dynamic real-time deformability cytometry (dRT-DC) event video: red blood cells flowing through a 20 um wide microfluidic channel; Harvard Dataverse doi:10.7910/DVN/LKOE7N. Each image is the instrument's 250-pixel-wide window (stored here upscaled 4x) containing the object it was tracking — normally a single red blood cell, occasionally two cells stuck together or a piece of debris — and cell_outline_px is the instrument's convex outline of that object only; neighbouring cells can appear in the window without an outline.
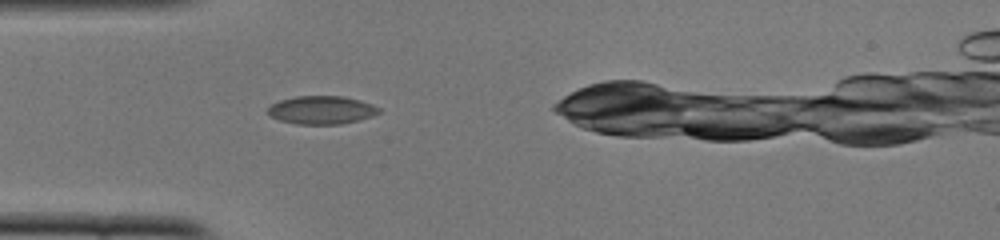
{"species": "common noctule bat (a hibernating species)", "species_latin": "Nyctalus noctula", "temperature_condition": "cold", "stored_images_in_passage": 31, "camera_frame_rate_fps": 3000, "um_per_image_px": 0.085, "animal": {"sex": "female", "body_mass_g": 22.0, "forearm_length_mm": 56.7}, "frame": {"image": 1, "passage_image": 1, "time_ms": 0.0, "image_size_px": [1000, 240], "cell_outline_px": [[380, 112], [372, 116], [360, 120], [340, 124], [296, 124], [280, 120], [268, 116], [268, 108], [272, 104], [280, 100], [296, 96], [344, 96], [360, 100], [372, 104], [380, 108]], "centroid_in_image_um": [27.34, 9.35], "position_along_channel_um": 57.7, "area_um2": 18.32}}
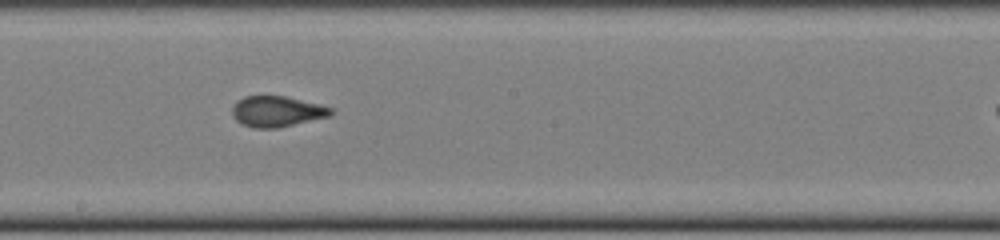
{"frame": {"image": 2, "passage_image": 14, "time_ms": 4.333, "image_size_px": [1000, 240], "cell_outline_px": [[332, 116], [280, 128], [252, 128], [240, 124], [232, 116], [232, 108], [236, 100], [244, 96], [284, 96], [320, 104], [332, 108]], "centroid_in_image_um": [23.52, 9.49], "position_along_channel_um": 224.7, "area_um2": 17.98}}
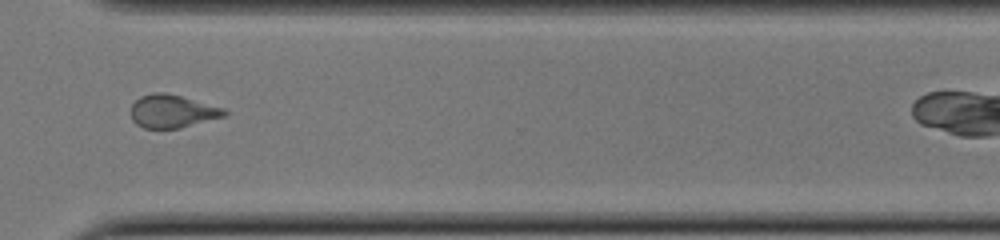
{"frame": {"image": 3, "passage_image": 24, "time_ms": 7.667, "image_size_px": [1000, 240], "cell_outline_px": [[228, 112], [224, 116], [180, 128], [144, 128], [136, 124], [132, 120], [132, 104], [140, 96], [152, 92], [164, 92], [180, 96], [224, 108]], "centroid_in_image_um": [14.62, 9.45], "position_along_channel_um": 356.0, "area_um2": 17.8}, "authors_computed_cell_mechanics": {"area_um2": 17.8602, "velocity_mm_per_s": 3.9206, "shape_relaxation_time_tau1_ms": 7.6787, "shape_relaxation_time_tau2_ms": 1.4454, "deformation_change_tau1": 0.1568, "deformation_change_tau2": 0.0507}}